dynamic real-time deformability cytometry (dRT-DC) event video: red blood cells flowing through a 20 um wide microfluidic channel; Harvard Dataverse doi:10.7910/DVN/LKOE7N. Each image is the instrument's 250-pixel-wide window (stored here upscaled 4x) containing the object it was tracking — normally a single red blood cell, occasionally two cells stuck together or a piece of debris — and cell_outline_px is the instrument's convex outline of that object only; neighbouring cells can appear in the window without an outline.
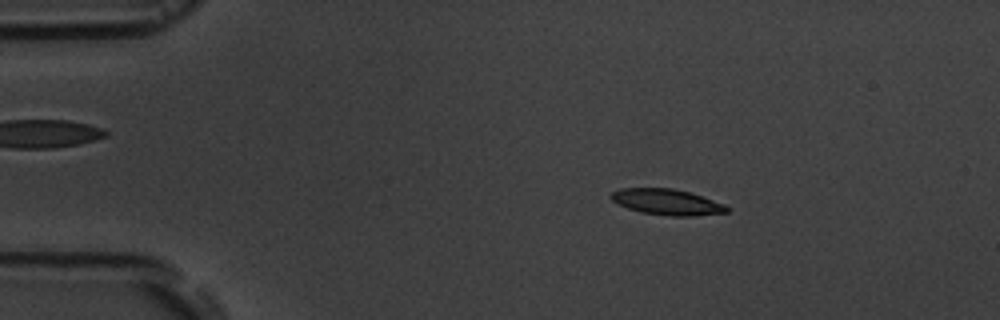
{"species": "common noctule bat (a hibernating species)", "species_latin": "Nyctalus noctula", "temperature_condition": "room temperature", "stored_images_in_passage": 4, "camera_frame_rate_fps": 3000, "um_per_image_px": 0.085, "animal": {"sex": "male", "body_mass_g": 19.5, "forearm_length_mm": 54.6}, "frame": {"image": 1, "passage_image": 2, "time_ms": 1.333, "image_size_px": [1000, 320], "cell_outline_px": [[728, 212], [692, 216], [668, 216], [640, 212], [616, 204], [608, 196], [612, 192], [620, 188], [672, 188], [688, 192], [724, 204], [728, 208]], "centroid_in_image_um": [56.62, 17.17], "position_along_channel_um": 28.4, "area_um2": 17.4}}